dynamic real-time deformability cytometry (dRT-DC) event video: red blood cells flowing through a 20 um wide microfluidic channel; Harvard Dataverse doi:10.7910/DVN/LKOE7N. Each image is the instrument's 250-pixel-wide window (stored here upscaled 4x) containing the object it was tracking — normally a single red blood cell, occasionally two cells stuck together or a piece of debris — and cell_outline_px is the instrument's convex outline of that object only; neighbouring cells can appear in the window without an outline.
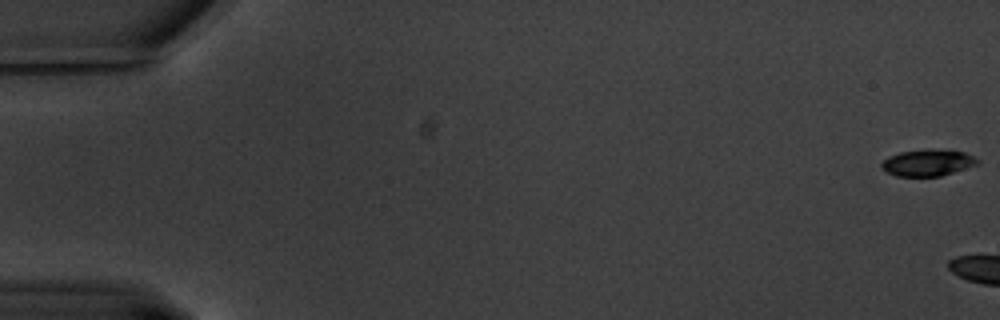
{"species": "common noctule bat (a hibernating species)", "species_latin": "Nyctalus noctula", "temperature_condition": "warm", "stored_images_in_passage": 5, "camera_frame_rate_fps": 3000, "um_per_image_px": 0.085, "animal": {"sex": "male", "body_mass_g": 20.1, "forearm_length_mm": 53.5}, "frame": {"image": 1, "passage_image": 1, "time_ms": 0.0, "image_size_px": [1000, 320], "cell_outline_px": [[980, 164], [940, 176], [896, 176], [888, 172], [880, 164], [888, 156], [900, 152], [928, 148], [936, 148], [964, 152], [980, 160]], "centroid_in_image_um": [78.89, 13.81], "position_along_channel_um": 6.1, "area_um2": 14.97}}